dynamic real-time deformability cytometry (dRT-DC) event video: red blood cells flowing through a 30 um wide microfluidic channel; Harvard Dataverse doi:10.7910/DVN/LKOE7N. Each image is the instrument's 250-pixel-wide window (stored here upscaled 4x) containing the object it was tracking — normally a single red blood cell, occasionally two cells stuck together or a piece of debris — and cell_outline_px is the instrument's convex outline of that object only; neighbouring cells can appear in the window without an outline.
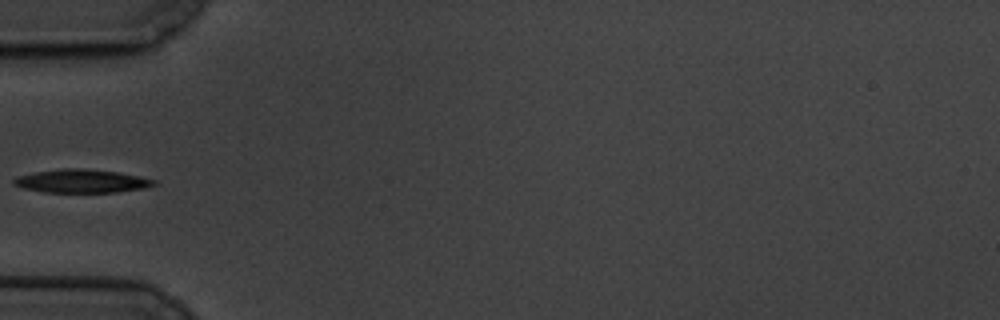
{"species": "common noctule bat (a hibernating species)", "species_latin": "Nyctalus noctula", "temperature_condition": "cold", "stored_images_in_passage": 11, "camera_frame_rate_fps": 3000, "um_per_image_px": 0.085, "animal": {"sex": "male", "body_mass_g": 19.5, "forearm_length_mm": 54.6}, "frame": {"image": 1, "passage_image": 5, "time_ms": 5.667, "image_size_px": [1000, 320], "cell_outline_px": [[156, 184], [144, 188], [116, 192], [44, 192], [24, 188], [12, 184], [12, 180], [16, 176], [36, 172], [64, 168], [84, 168], [116, 172], [140, 176], [156, 180]], "centroid_in_image_um": [6.92, 15.39], "position_along_channel_um": 78.1, "area_um2": 19.02}}
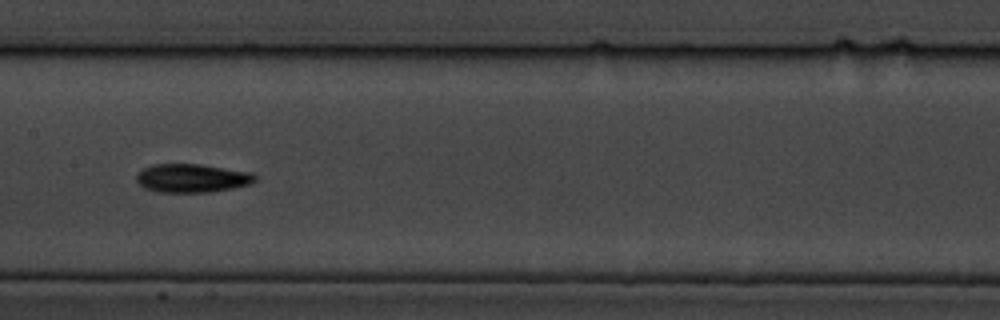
{"frame": {"image": 2, "passage_image": 8, "time_ms": 9.0, "image_size_px": [1000, 320], "cell_outline_px": [[256, 180], [252, 184], [232, 188], [208, 192], [156, 192], [144, 188], [136, 180], [136, 176], [144, 168], [156, 164], [200, 164], [252, 172], [256, 176]], "centroid_in_image_um": [16.34, 15.14], "position_along_channel_um": 191.1, "area_um2": 19.71}}
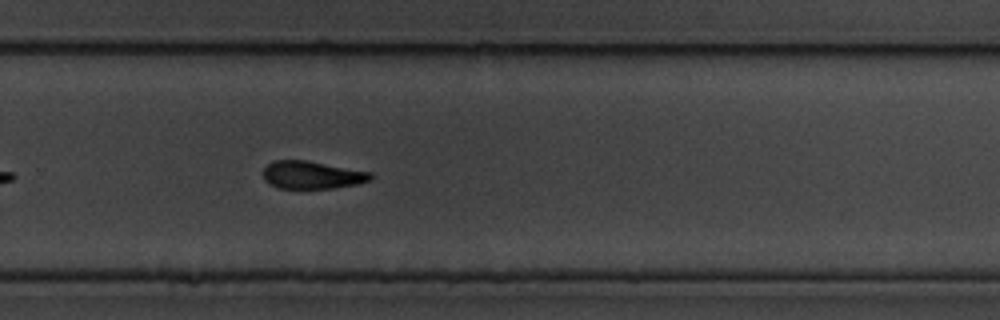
{"frame": {"image": 3, "passage_image": 11, "time_ms": 12.333, "image_size_px": [1000, 320], "cell_outline_px": [[372, 180], [356, 184], [332, 188], [276, 188], [268, 184], [264, 180], [264, 168], [272, 160], [304, 160], [372, 172]], "centroid_in_image_um": [26.5, 14.87], "position_along_channel_um": 303.3, "area_um2": 17.34}}